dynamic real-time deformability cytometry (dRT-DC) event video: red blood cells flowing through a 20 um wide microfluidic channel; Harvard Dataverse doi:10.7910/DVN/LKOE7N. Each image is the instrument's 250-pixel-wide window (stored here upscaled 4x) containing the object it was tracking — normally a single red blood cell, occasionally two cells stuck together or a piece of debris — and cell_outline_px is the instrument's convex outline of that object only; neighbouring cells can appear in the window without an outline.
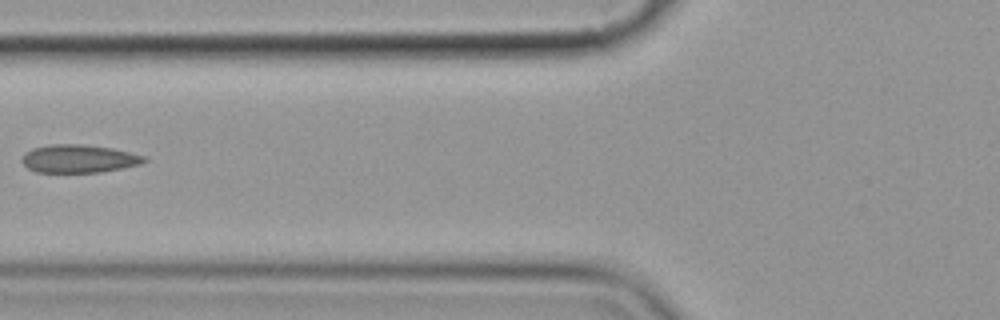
{"species": "common noctule bat (a hibernating species)", "species_latin": "Nyctalus noctula", "temperature_condition": "cold", "stored_images_in_passage": 8, "camera_frame_rate_fps": 3000, "um_per_image_px": 0.085, "animal": {"sex": "female", "body_mass_g": 19.9}, "frame": {"image": 1, "passage_image": 7, "time_ms": 7.0, "image_size_px": [1000, 320], "cell_outline_px": [[148, 160], [140, 164], [100, 172], [36, 172], [28, 168], [20, 160], [24, 152], [32, 148], [48, 144], [80, 144], [112, 148], [144, 156]], "centroid_in_image_um": [6.64, 13.48], "position_along_channel_um": 119.2, "area_um2": 19.94}}
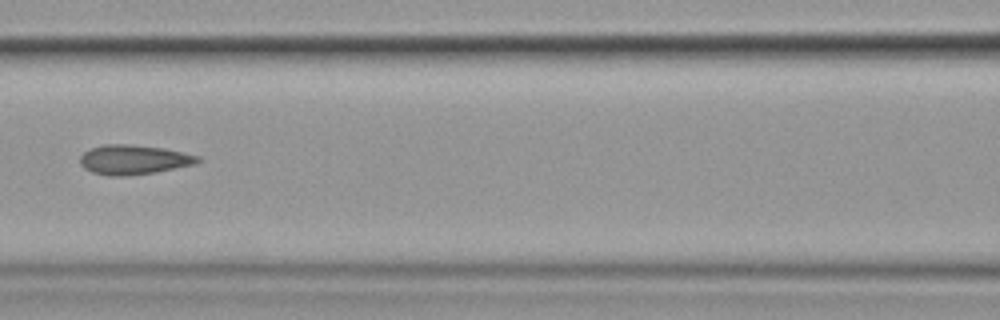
{"frame": {"image": 2, "passage_image": 8, "time_ms": 8.0, "image_size_px": [1000, 320], "cell_outline_px": [[200, 160], [196, 164], [156, 172], [128, 176], [108, 176], [92, 172], [84, 168], [80, 164], [80, 156], [84, 152], [92, 148], [104, 144], [132, 144], [164, 148], [184, 152], [200, 156]], "centroid_in_image_um": [11.37, 13.57], "position_along_channel_um": 155.2, "area_um2": 20.46}}